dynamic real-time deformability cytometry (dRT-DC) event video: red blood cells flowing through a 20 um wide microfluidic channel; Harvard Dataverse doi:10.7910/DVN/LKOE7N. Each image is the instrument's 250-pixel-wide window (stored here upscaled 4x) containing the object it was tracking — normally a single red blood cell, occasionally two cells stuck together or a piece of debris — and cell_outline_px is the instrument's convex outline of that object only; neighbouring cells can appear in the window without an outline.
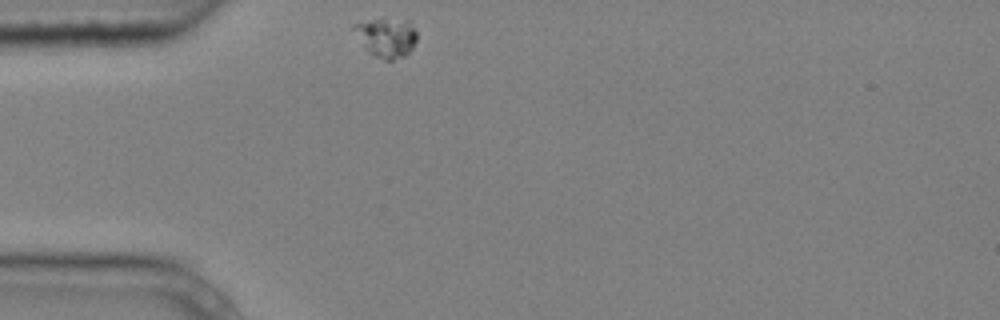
{"species": "common noctule bat (a hibernating species)", "species_latin": "Nyctalus noctula", "temperature_condition": "cold", "stored_images_in_passage": 1, "camera_frame_rate_fps": 3000, "um_per_image_px": 0.085, "animal": {"sex": "male", "body_mass_g": 20.4}, "frame": {"image": 1, "passage_image": 1, "time_ms": 0.0, "image_size_px": [1000, 320], "cell_outline_px": [[416, 40], [412, 48], [404, 56], [392, 60], [384, 60], [368, 52], [352, 28], [352, 24], [372, 20], [384, 20], [404, 24], [416, 28]], "centroid_in_image_um": [32.8, 3.24], "position_along_channel_um": 52.2, "area_um2": 13.53}}